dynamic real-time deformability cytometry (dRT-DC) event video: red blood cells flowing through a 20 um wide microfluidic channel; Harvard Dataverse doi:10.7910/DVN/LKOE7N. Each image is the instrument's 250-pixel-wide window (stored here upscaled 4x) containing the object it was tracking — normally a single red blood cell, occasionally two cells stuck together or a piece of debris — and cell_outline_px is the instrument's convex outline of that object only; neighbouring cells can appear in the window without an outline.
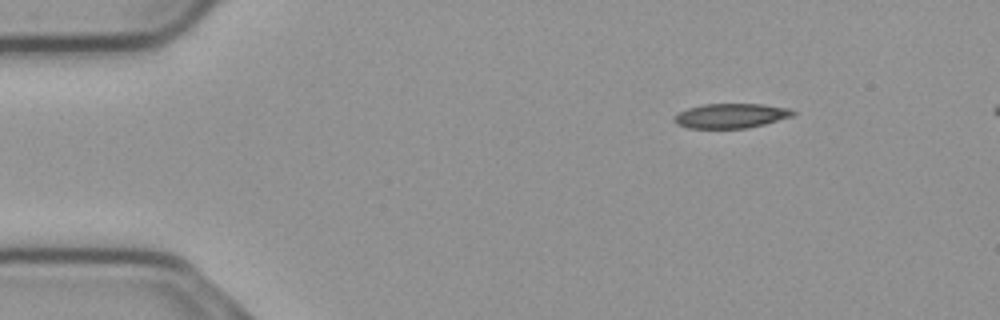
{"species": "common noctule bat (a hibernating species)", "species_latin": "Nyctalus noctula", "temperature_condition": "cold", "stored_images_in_passage": 48, "camera_frame_rate_fps": 3000, "um_per_image_px": 0.085, "animal": {"sex": "male", "body_mass_g": 23.1, "forearm_length_mm": 52.7}, "frame": {"image": 1, "passage_image": 1, "time_ms": 0.0, "image_size_px": [1000, 320], "cell_outline_px": [[796, 112], [792, 116], [764, 124], [744, 128], [688, 128], [676, 124], [672, 120], [672, 116], [688, 108], [704, 104], [764, 104], [792, 108]], "centroid_in_image_um": [62.11, 9.83], "position_along_channel_um": 22.9, "area_um2": 17.11}}
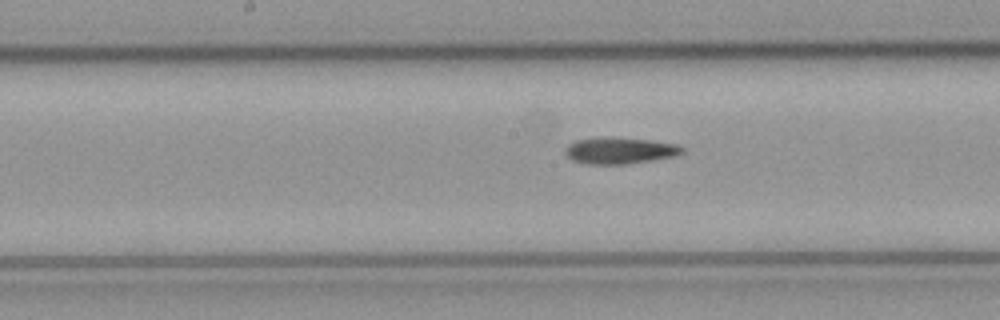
{"frame": {"image": 2, "passage_image": 21, "time_ms": 6.667, "image_size_px": [1000, 320], "cell_outline_px": [[684, 152], [672, 156], [652, 160], [628, 164], [588, 164], [572, 160], [564, 152], [564, 148], [568, 144], [576, 140], [608, 136], [652, 140], [676, 144], [684, 148]], "centroid_in_image_um": [52.65, 12.79], "position_along_channel_um": 195.5, "area_um2": 18.15}}
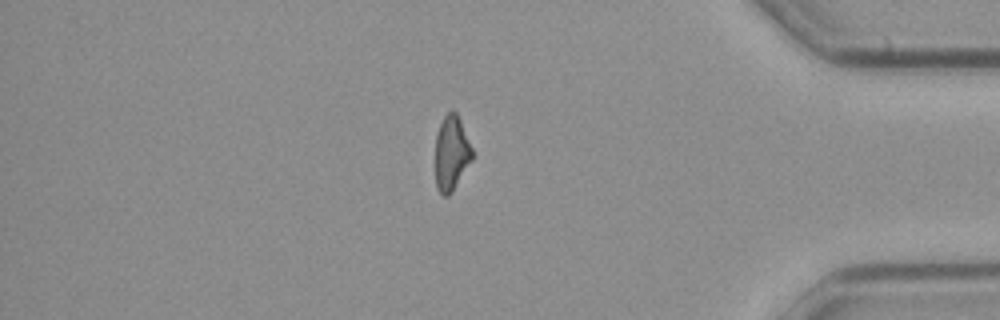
{"frame": {"image": 3, "passage_image": 40, "time_ms": 13.0, "image_size_px": [1000, 320], "cell_outline_px": [[472, 160], [452, 192], [448, 196], [444, 196], [436, 188], [436, 136], [440, 124], [444, 116], [448, 112], [456, 112], [460, 120], [472, 148]], "centroid_in_image_um": [38.37, 13.04], "position_along_channel_um": 396.8, "area_um2": 15.84}}